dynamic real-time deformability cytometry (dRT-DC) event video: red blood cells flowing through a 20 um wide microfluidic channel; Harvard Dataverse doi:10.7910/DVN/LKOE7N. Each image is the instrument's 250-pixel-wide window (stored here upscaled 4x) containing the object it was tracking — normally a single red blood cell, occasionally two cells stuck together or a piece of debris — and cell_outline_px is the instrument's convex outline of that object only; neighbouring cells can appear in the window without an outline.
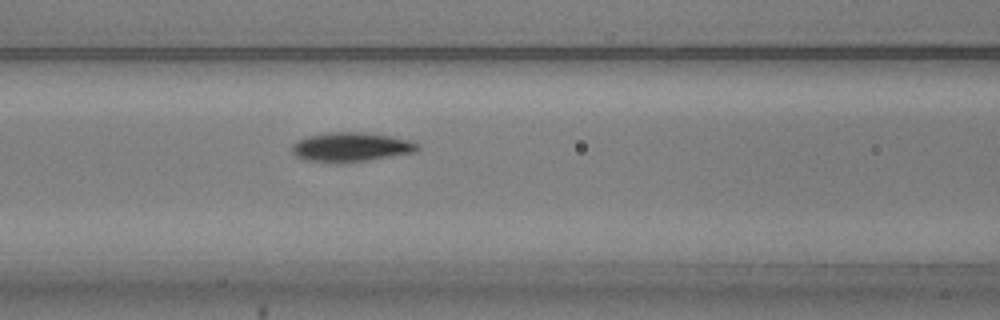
{"species": "common noctule bat (a hibernating species)", "species_latin": "Nyctalus noctula", "temperature_condition": "warm", "stored_images_in_passage": 54, "camera_frame_rate_fps": 3000, "um_per_image_px": 0.085, "animal": {"sex": "male", "body_mass_g": 20.5, "forearm_length_mm": 52.5}, "frame": {"image": 1, "passage_image": 22, "time_ms": 7.0, "image_size_px": [1000, 320], "cell_outline_px": [[420, 148], [416, 152], [344, 164], [336, 164], [304, 160], [296, 156], [292, 152], [292, 144], [296, 140], [308, 136], [328, 132], [360, 132], [388, 136], [408, 140], [420, 144]], "centroid_in_image_um": [29.79, 12.52], "position_along_channel_um": 136.8, "area_um2": 21.73}}
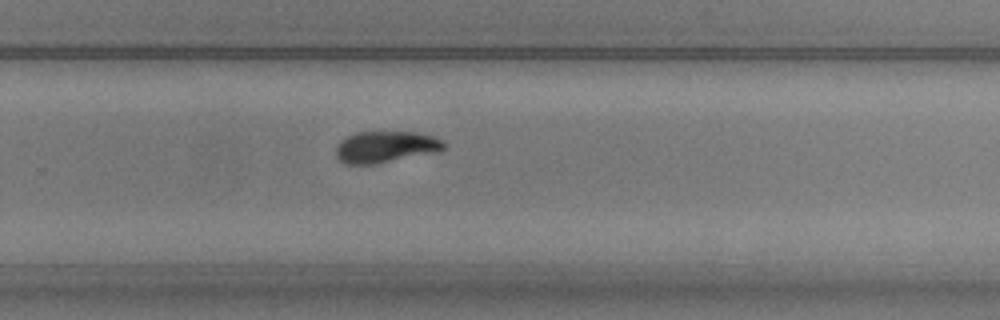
{"frame": {"image": 2, "passage_image": 35, "time_ms": 11.333, "image_size_px": [1000, 320], "cell_outline_px": [[448, 144], [440, 152], [372, 164], [344, 164], [336, 156], [336, 148], [340, 140], [356, 132], [416, 132], [432, 136], [444, 140]], "centroid_in_image_um": [32.82, 12.48], "position_along_channel_um": 297.0, "area_um2": 19.94}}
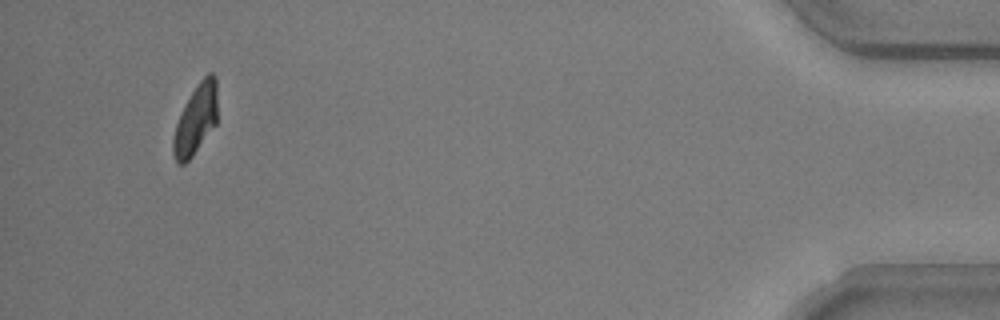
{"frame": {"image": 3, "passage_image": 51, "time_ms": 16.667, "image_size_px": [1000, 320], "cell_outline_px": [[216, 124], [192, 156], [184, 164], [176, 164], [172, 152], [172, 140], [176, 124], [192, 92], [200, 80], [208, 72], [212, 72], [216, 76]], "centroid_in_image_um": [16.63, 10.18], "position_along_channel_um": 418.6, "area_um2": 17.69}, "authors_computed_cell_mechanics": {"area_um2": 19.5075, "velocity_mm_per_s": 3.7119, "shape_relaxation_time_tau1_ms": 2.108, "shape_relaxation_time_tau2_ms": 3.3063, "deformation_change_tau1": 0.1286, "deformation_change_tau2": 0.0592}}